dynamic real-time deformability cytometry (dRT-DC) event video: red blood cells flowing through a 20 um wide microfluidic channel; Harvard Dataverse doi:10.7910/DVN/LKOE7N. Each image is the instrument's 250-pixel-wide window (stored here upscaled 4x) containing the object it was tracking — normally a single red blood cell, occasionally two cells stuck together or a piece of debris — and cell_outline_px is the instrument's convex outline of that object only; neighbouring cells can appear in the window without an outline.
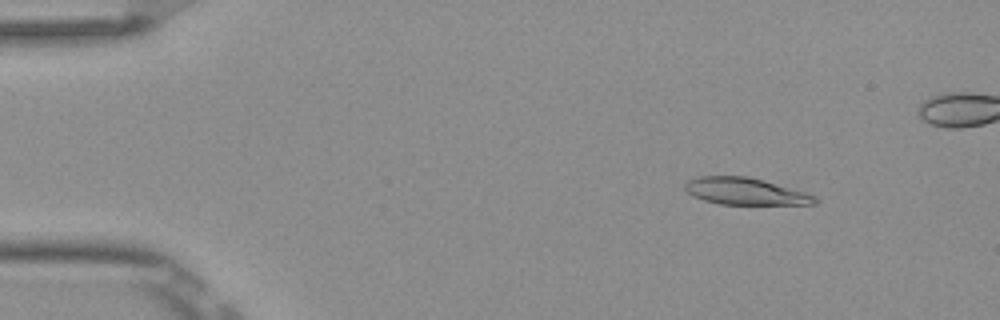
{"species": "Egyptian fruit bat (a non-hibernating species)", "species_latin": "Rousettus aegyptiacus", "temperature_condition": "room temperature", "stored_images_in_passage": 6, "camera_frame_rate_fps": 3000, "um_per_image_px": 0.085, "frame": {"image": 1, "passage_image": 1, "time_ms": 0.0, "image_size_px": [1000, 320], "cell_outline_px": [[820, 200], [816, 204], [720, 204], [704, 200], [692, 196], [684, 188], [684, 184], [688, 180], [700, 176], [748, 176], [804, 192], [816, 196]], "centroid_in_image_um": [63.33, 16.26], "position_along_channel_um": 21.7, "area_um2": 20.23}}
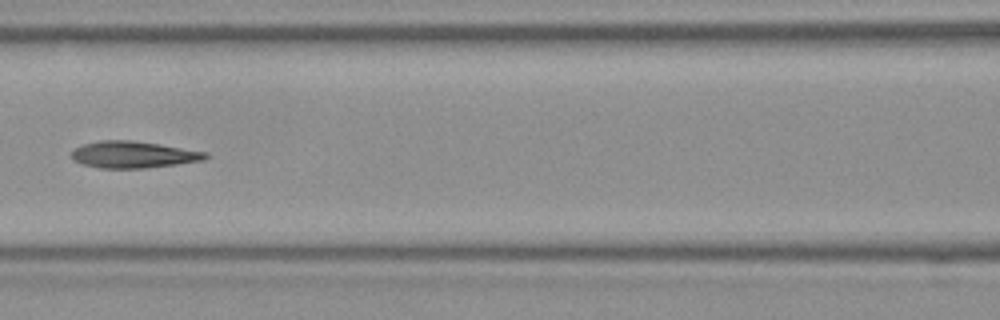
{"frame": {"image": 2, "passage_image": 5, "time_ms": 1.333, "image_size_px": [1000, 320], "cell_outline_px": [[208, 156], [204, 160], [176, 164], [144, 168], [100, 168], [84, 164], [72, 160], [72, 148], [84, 144], [100, 140], [132, 140], [160, 144], [208, 152]], "centroid_in_image_um": [11.32, 13.13], "position_along_channel_um": 155.3, "area_um2": 20.87}}
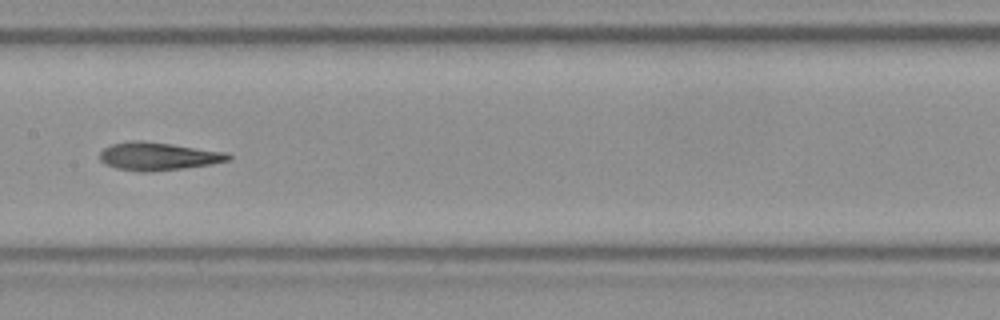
{"frame": {"image": 3, "passage_image": 6, "time_ms": 1.667, "image_size_px": [1000, 320], "cell_outline_px": [[232, 160], [212, 164], [148, 172], [144, 172], [116, 168], [104, 164], [100, 160], [100, 152], [104, 148], [112, 144], [128, 140], [144, 140], [228, 152], [232, 156]], "centroid_in_image_um": [13.45, 13.27], "position_along_channel_um": 193.9, "area_um2": 21.1}}